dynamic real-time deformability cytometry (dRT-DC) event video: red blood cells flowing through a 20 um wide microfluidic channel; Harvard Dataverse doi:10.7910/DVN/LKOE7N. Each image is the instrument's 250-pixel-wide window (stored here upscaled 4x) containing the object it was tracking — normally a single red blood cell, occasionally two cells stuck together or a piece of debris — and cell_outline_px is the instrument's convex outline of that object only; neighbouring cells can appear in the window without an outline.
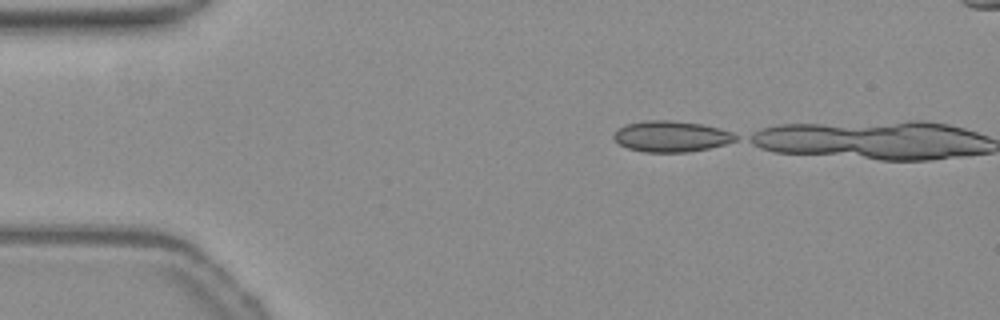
{"species": "common noctule bat (a hibernating species)", "species_latin": "Nyctalus noctula", "temperature_condition": "warm", "stored_images_in_passage": 2, "camera_frame_rate_fps": 3000, "um_per_image_px": 0.085, "animal": {"sex": "female", "body_mass_g": 19.3, "forearm_length_mm": 54.1}, "frame": {"image": 1, "passage_image": 1, "time_ms": 0.0, "image_size_px": [1000, 320], "cell_outline_px": [[740, 136], [736, 140], [724, 144], [708, 148], [688, 152], [644, 152], [628, 148], [620, 144], [612, 136], [620, 128], [628, 124], [644, 120], [668, 120], [700, 124], [732, 132]], "centroid_in_image_um": [57.06, 11.6], "position_along_channel_um": 27.9, "area_um2": 21.68}}